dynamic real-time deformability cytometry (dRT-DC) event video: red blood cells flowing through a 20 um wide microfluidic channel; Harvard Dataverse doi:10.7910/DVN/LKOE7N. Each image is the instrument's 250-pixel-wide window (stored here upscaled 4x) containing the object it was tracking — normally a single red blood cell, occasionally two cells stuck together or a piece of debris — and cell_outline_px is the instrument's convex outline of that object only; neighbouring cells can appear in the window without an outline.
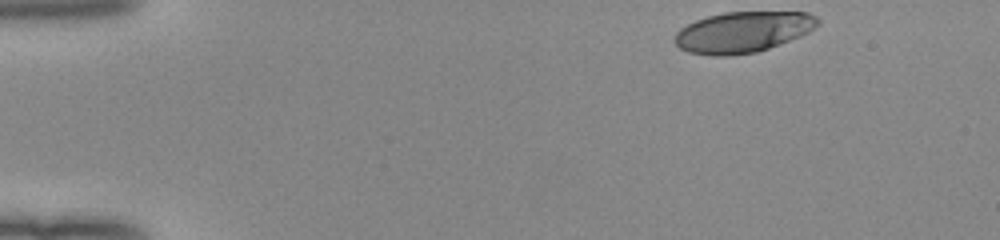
{"species": "human", "species_latin": "Homo sapiens", "temperature_condition": "room temperature", "stored_images_in_passage": 46, "camera_frame_rate_fps": 3000, "um_per_image_px": 0.085, "donor": {"sex": "female"}, "frame": {"image": 1, "passage_image": 1, "time_ms": 0.0, "image_size_px": [1000, 240], "cell_outline_px": [[820, 24], [808, 32], [800, 36], [768, 48], [756, 52], [728, 56], [712, 56], [688, 52], [680, 48], [672, 40], [676, 32], [680, 28], [696, 20], [708, 16], [724, 12], [808, 12], [816, 16], [820, 20]], "centroid_in_image_um": [63.13, 2.72], "position_along_channel_um": 21.9, "area_um2": 34.16}}
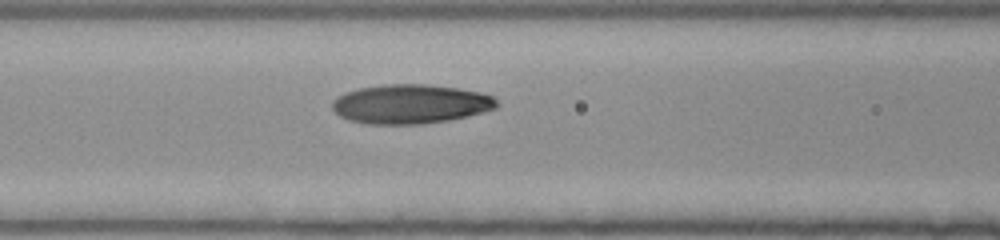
{"frame": {"image": 2, "passage_image": 17, "time_ms": 5.333, "image_size_px": [1000, 240], "cell_outline_px": [[500, 104], [496, 108], [484, 112], [468, 116], [448, 120], [420, 124], [364, 124], [348, 120], [340, 116], [332, 108], [332, 100], [336, 96], [344, 92], [360, 88], [388, 84], [424, 84], [460, 88], [480, 92], [492, 96]], "centroid_in_image_um": [34.88, 8.84], "position_along_channel_um": 131.7, "area_um2": 37.86}}
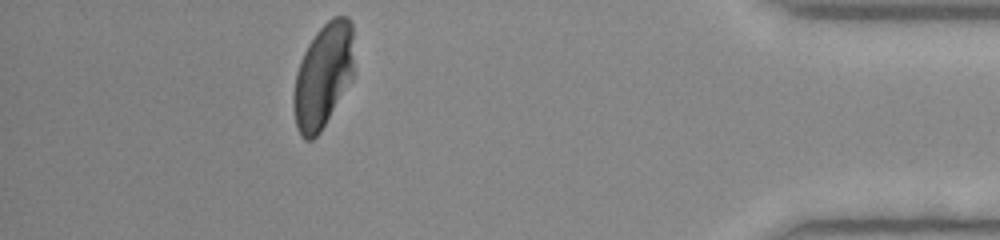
{"frame": {"image": 3, "passage_image": 41, "time_ms": 13.333, "image_size_px": [1000, 240], "cell_outline_px": [[352, 64], [332, 108], [320, 132], [312, 140], [304, 140], [300, 136], [296, 124], [292, 104], [292, 96], [296, 72], [300, 60], [308, 44], [316, 32], [332, 16], [348, 16], [352, 24]], "centroid_in_image_um": [27.35, 6.39], "position_along_channel_um": 407.8, "area_um2": 35.08}, "authors_computed_cell_mechanics": {"area_um2": 36.9053, "velocity_mm_per_s": 3.9975, "shape_relaxation_time_tau1_ms": 4.2928, "shape_relaxation_time_tau2_ms": 1.1525, "deformation_change_tau1": 0.1804, "deformation_change_tau2": 0.0601}}